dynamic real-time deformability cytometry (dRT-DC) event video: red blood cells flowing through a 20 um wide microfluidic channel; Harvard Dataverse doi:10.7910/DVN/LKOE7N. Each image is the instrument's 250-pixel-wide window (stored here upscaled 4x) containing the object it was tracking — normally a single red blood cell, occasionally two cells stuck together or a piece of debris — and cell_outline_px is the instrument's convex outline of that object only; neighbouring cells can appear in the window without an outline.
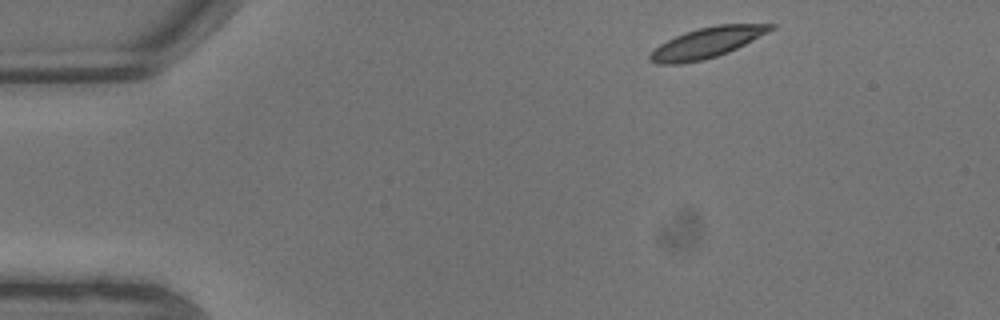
{"species": "common noctule bat (a hibernating species)", "species_latin": "Nyctalus noctula", "temperature_condition": "warm", "stored_images_in_passage": 4, "camera_frame_rate_fps": 3000, "um_per_image_px": 0.085, "animal": {"sex": "male", "body_mass_g": 13.3}, "frame": {"image": 1, "passage_image": 1, "time_ms": 0.0, "image_size_px": [1000, 320], "cell_outline_px": [[776, 28], [728, 52], [704, 60], [680, 64], [656, 64], [648, 60], [648, 56], [660, 44], [676, 36], [700, 28], [716, 24], [776, 24]], "centroid_in_image_um": [60.08, 3.64], "position_along_channel_um": 24.9, "area_um2": 21.1}}